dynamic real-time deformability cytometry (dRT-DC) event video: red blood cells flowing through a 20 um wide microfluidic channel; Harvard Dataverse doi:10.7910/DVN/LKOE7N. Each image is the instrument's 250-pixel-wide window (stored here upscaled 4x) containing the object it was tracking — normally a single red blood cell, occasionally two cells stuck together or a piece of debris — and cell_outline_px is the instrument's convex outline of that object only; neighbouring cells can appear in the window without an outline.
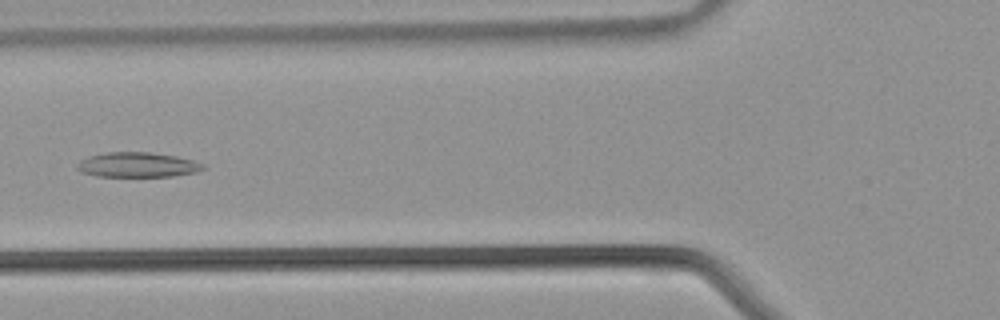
{"species": "common noctule bat (a hibernating species)", "species_latin": "Nyctalus noctula", "temperature_condition": "warm", "stored_images_in_passage": 40, "segment_of_instrument_passage": [1, 2], "camera_frame_rate_fps": 3000, "um_per_image_px": 0.085, "animal": {"sex": "male", "body_mass_g": 21.5, "forearm_length_mm": 52.0}, "frame": {"image": 1, "passage_image": 14, "time_ms": 4.333, "image_size_px": [1000, 320], "cell_outline_px": [[204, 168], [196, 172], [172, 176], [96, 176], [80, 172], [76, 168], [76, 164], [80, 160], [88, 156], [104, 152], [148, 152], [176, 156], [192, 160], [204, 164]], "centroid_in_image_um": [11.63, 14.0], "position_along_channel_um": 114.2, "area_um2": 18.26}}
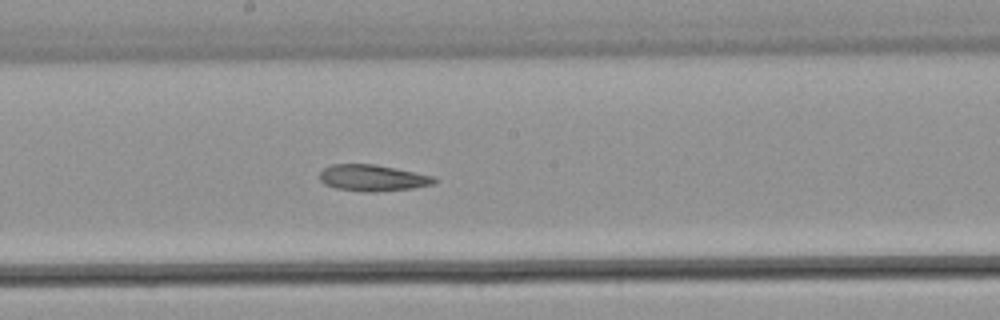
{"frame": {"image": 2, "passage_image": 20, "time_ms": 6.333, "image_size_px": [1000, 320], "cell_outline_px": [[436, 184], [412, 188], [372, 192], [360, 192], [336, 188], [324, 184], [320, 180], [320, 172], [324, 168], [332, 164], [376, 164], [436, 176]], "centroid_in_image_um": [31.7, 15.12], "position_along_channel_um": 216.5, "area_um2": 17.8}}
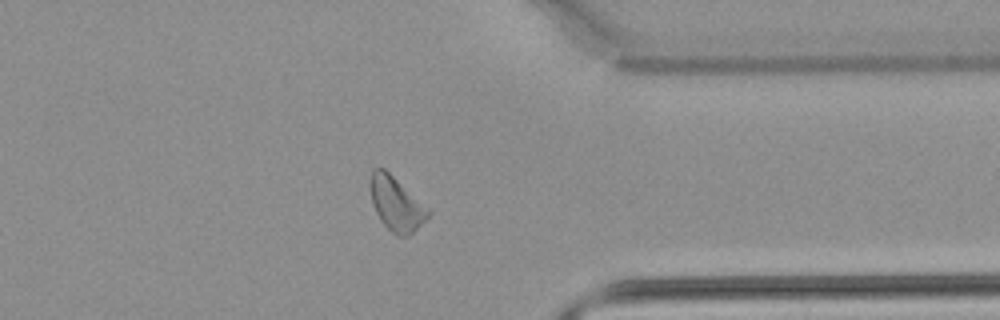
{"frame": {"image": 3, "passage_image": 30, "time_ms": 9.667, "image_size_px": [1000, 320], "cell_outline_px": [[432, 212], [408, 236], [400, 236], [392, 232], [380, 220], [372, 204], [368, 184], [368, 180], [372, 168], [384, 168], [428, 208]], "centroid_in_image_um": [33.62, 17.29], "position_along_channel_um": 377.8, "area_um2": 18.03}}